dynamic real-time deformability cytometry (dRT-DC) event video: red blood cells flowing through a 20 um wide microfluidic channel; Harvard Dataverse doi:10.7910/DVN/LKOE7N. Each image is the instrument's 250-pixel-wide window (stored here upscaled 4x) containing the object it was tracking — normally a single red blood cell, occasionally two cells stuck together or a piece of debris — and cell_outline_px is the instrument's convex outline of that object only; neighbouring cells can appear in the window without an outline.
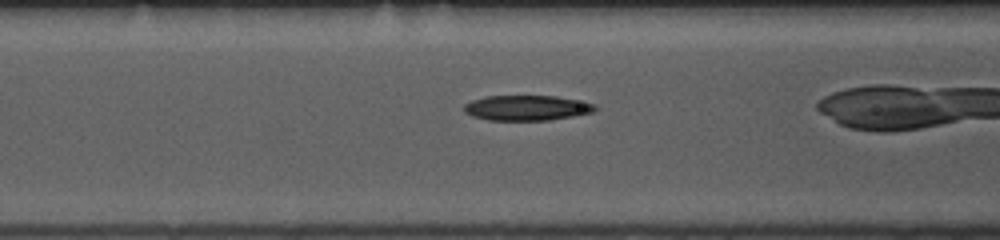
{"species": "common noctule bat (a hibernating species)", "species_latin": "Nyctalus noctula", "temperature_condition": "room temperature", "stored_images_in_passage": 38, "camera_frame_rate_fps": 3000, "um_per_image_px": 0.085, "animal": {"sex": "female", "body_mass_g": 10.0, "forearm_length_mm": 53.1}, "frame": {"image": 1, "passage_image": 18, "time_ms": 5.667, "image_size_px": [1000, 240], "cell_outline_px": [[596, 108], [592, 112], [572, 116], [548, 120], [488, 120], [472, 116], [464, 112], [464, 104], [472, 100], [484, 96], [556, 96], [596, 104]], "centroid_in_image_um": [44.73, 9.17], "position_along_channel_um": 121.9, "area_um2": 19.13}}
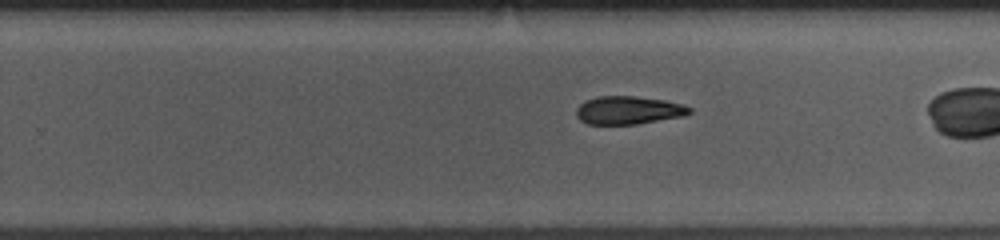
{"frame": {"image": 2, "passage_image": 30, "time_ms": 9.667, "image_size_px": [1000, 240], "cell_outline_px": [[692, 112], [684, 116], [636, 124], [588, 124], [580, 120], [576, 116], [576, 108], [584, 100], [600, 96], [632, 96], [664, 100], [684, 104], [692, 108]], "centroid_in_image_um": [53.42, 9.37], "position_along_channel_um": 276.4, "area_um2": 18.61}}
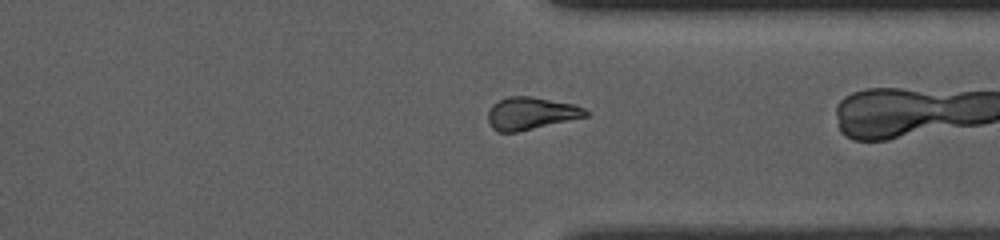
{"frame": {"image": 3, "passage_image": 37, "time_ms": 12.0, "image_size_px": [1000, 240], "cell_outline_px": [[588, 116], [516, 132], [496, 132], [492, 128], [488, 120], [488, 112], [492, 104], [508, 96], [532, 96], [576, 104], [584, 108], [588, 112]], "centroid_in_image_um": [45.12, 9.62], "position_along_channel_um": 366.3, "area_um2": 18.5}}